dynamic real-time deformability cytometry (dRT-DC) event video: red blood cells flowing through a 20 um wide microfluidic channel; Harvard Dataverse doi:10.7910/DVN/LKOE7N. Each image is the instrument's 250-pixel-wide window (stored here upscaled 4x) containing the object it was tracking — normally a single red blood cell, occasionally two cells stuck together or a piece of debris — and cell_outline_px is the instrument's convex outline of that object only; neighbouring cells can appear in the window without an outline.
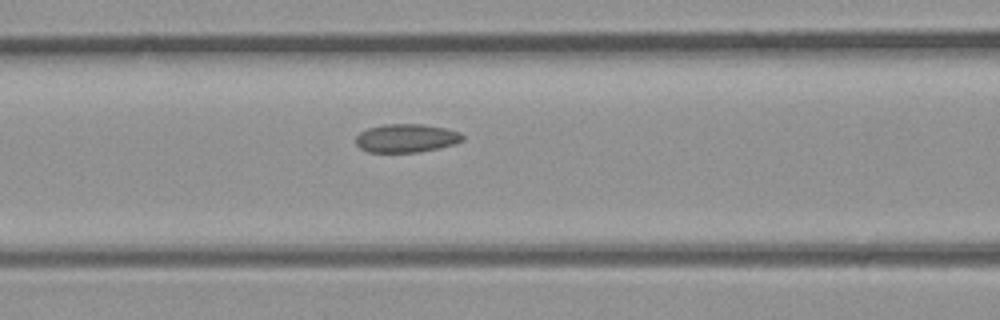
{"species": "common noctule bat (a hibernating species)", "species_latin": "Nyctalus noctula", "temperature_condition": "room temperature", "stored_images_in_passage": 11, "camera_frame_rate_fps": 3000, "um_per_image_px": 0.085, "animal": {"sex": "male", "body_mass_g": 23.1, "forearm_length_mm": 52.7}, "frame": {"image": 1, "passage_image": 10, "time_ms": 3.0, "image_size_px": [1000, 320], "cell_outline_px": [[464, 140], [456, 144], [420, 152], [368, 152], [360, 148], [356, 144], [356, 136], [360, 132], [368, 128], [384, 124], [424, 124], [444, 128], [460, 132], [464, 136]], "centroid_in_image_um": [34.55, 11.74], "position_along_channel_um": 132.1, "area_um2": 17.8}}